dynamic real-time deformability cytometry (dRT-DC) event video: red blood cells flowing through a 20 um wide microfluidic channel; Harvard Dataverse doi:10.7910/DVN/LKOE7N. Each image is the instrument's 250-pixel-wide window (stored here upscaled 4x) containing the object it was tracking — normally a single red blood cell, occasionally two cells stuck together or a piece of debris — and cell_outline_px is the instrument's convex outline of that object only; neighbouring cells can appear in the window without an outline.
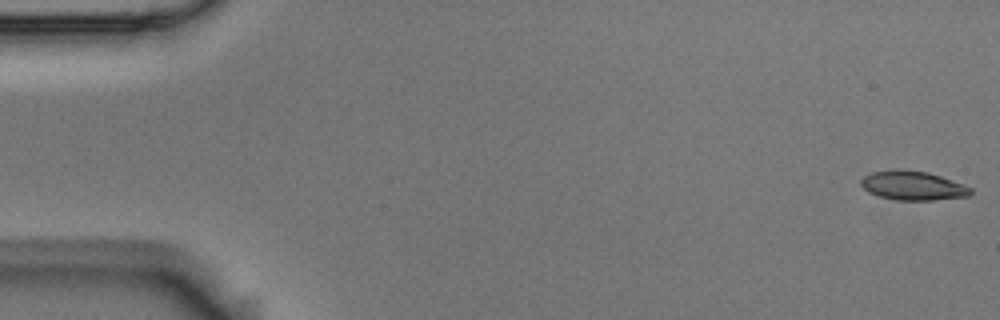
{"species": "Egyptian fruit bat (a non-hibernating species)", "species_latin": "Rousettus aegyptiacus", "temperature_condition": "room temperature", "stored_images_in_passage": 54, "camera_frame_rate_fps": 3000, "um_per_image_px": 0.085, "animal": {"sex": "male"}, "frame": {"image": 1, "passage_image": 1, "time_ms": 0.0, "image_size_px": [1000, 320], "cell_outline_px": [[972, 192], [968, 196], [932, 200], [896, 200], [880, 196], [868, 192], [860, 184], [860, 180], [864, 176], [872, 172], [900, 168], [928, 172], [940, 176], [972, 188]], "centroid_in_image_um": [77.56, 15.76], "position_along_channel_um": 7.4, "area_um2": 18.55}}
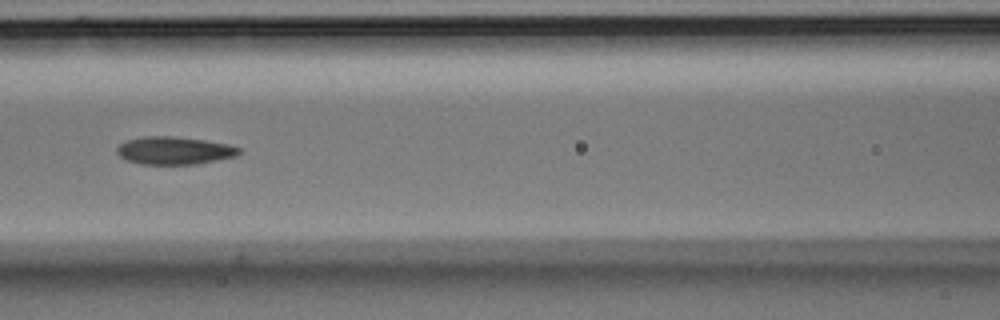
{"frame": {"image": 2, "passage_image": 24, "time_ms": 7.667, "image_size_px": [1000, 320], "cell_outline_px": [[240, 152], [236, 156], [196, 164], [140, 164], [128, 160], [120, 156], [116, 152], [116, 148], [120, 144], [128, 140], [144, 136], [172, 136], [204, 140], [228, 144], [240, 148]], "centroid_in_image_um": [14.8, 12.79], "position_along_channel_um": 151.8, "area_um2": 19.59}}
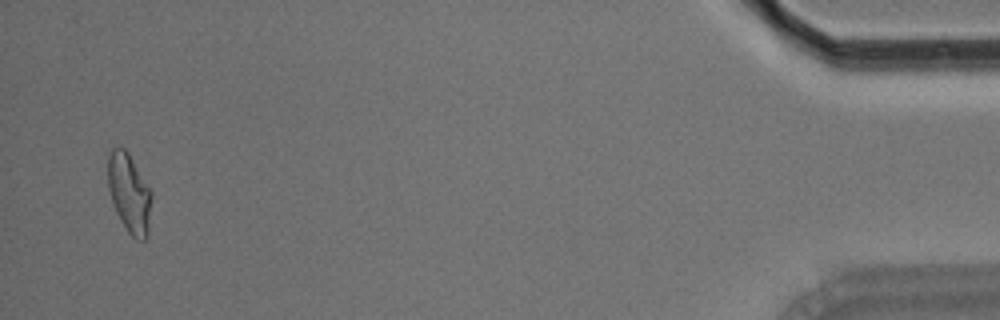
{"frame": {"image": 3, "passage_image": 53, "time_ms": 17.333, "image_size_px": [1000, 320], "cell_outline_px": [[152, 196], [148, 236], [144, 240], [136, 240], [128, 232], [116, 212], [112, 204], [108, 188], [108, 156], [112, 148], [116, 144], [120, 144], [128, 152], [152, 192]], "centroid_in_image_um": [10.98, 16.4], "position_along_channel_um": 424.2, "area_um2": 20.4}, "authors_computed_cell_mechanics": {"area_um2": 19.652, "velocity_mm_per_s": 3.6945, "shape_relaxation_time_tau1_ms": 6.01, "shape_relaxation_time_tau2_ms": 2.8846, "deformation_change_tau1": 0.1808, "deformation_change_tau2": 0.103}}